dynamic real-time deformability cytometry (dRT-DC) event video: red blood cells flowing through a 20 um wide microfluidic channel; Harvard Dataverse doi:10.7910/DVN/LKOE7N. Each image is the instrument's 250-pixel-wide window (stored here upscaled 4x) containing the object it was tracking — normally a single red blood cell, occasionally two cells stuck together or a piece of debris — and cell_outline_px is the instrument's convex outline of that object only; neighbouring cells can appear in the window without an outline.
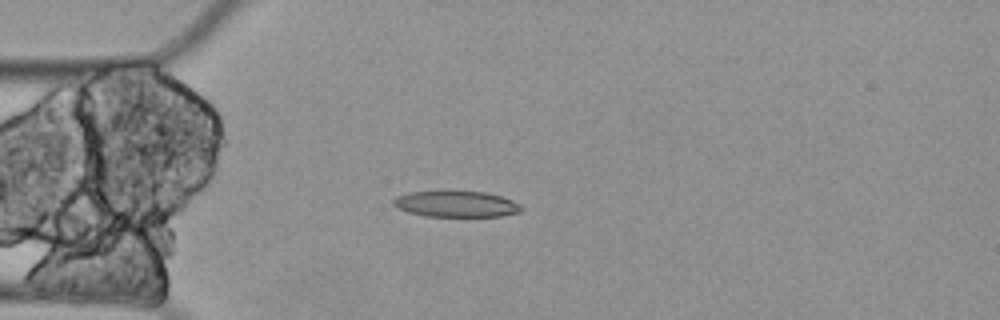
{"species": "Egyptian fruit bat (a non-hibernating species)", "species_latin": "Rousettus aegyptiacus", "temperature_condition": "cold", "stored_images_in_passage": 5, "camera_frame_rate_fps": 3000, "um_per_image_px": 0.085, "animal": {"sex": "female"}, "frame": {"image": 1, "passage_image": 5, "time_ms": 1.333, "image_size_px": [1000, 320], "cell_outline_px": [[524, 208], [520, 212], [500, 216], [424, 216], [408, 212], [392, 204], [392, 200], [396, 196], [408, 192], [484, 192], [500, 196], [512, 200], [520, 204]], "centroid_in_image_um": [38.78, 17.35], "position_along_channel_um": 46.2, "area_um2": 19.19}}